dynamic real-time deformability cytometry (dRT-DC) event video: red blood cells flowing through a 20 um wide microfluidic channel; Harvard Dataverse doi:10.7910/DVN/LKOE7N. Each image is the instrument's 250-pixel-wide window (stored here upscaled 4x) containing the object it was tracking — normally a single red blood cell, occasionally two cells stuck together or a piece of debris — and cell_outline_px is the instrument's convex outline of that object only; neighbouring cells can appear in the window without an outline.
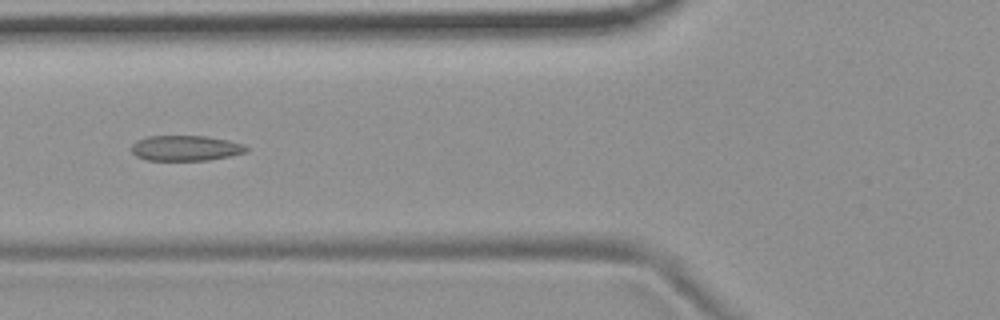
{"species": "common noctule bat (a hibernating species)", "species_latin": "Nyctalus noctula", "temperature_condition": "room temperature", "stored_images_in_passage": 32, "camera_frame_rate_fps": 3000, "um_per_image_px": 0.085, "animal": {"sex": "female", "body_mass_g": 19.9}, "frame": {"image": 1, "passage_image": 5, "time_ms": 1.333, "image_size_px": [1000, 320], "cell_outline_px": [[248, 152], [208, 160], [144, 160], [136, 156], [132, 152], [132, 144], [136, 140], [148, 136], [208, 136], [228, 140], [244, 144], [248, 148]], "centroid_in_image_um": [15.77, 12.59], "position_along_channel_um": 110.0, "area_um2": 17.05}, "authors_computed_cell_mechanics": {"area_um2": 16.9643, "velocity_mm_per_s": 3.7064, "shape_relaxation_time_tau1_ms": null, "shape_relaxation_time_tau2_ms": 1.8914, "deformation_change_tau1": null, "deformation_change_tau2": 0.0997}}